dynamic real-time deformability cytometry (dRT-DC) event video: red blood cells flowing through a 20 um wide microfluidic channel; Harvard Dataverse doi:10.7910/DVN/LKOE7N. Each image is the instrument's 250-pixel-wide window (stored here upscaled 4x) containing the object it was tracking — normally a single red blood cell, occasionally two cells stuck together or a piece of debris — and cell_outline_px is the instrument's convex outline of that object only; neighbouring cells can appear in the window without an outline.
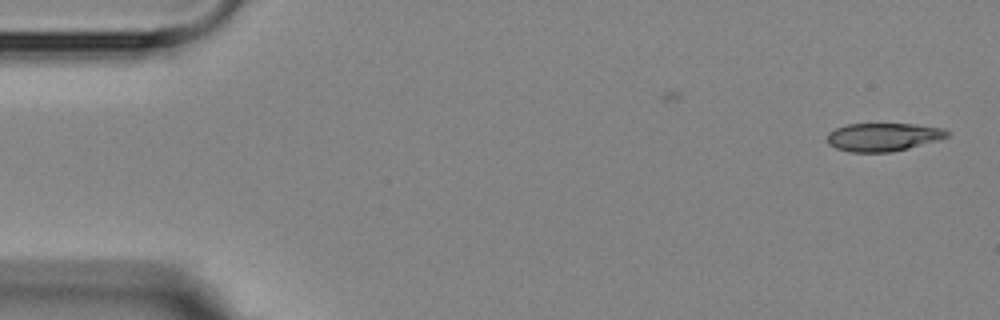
{"species": "Egyptian fruit bat (a non-hibernating species)", "species_latin": "Rousettus aegyptiacus", "temperature_condition": "room temperature", "stored_images_in_passage": 3, "camera_frame_rate_fps": 3000, "um_per_image_px": 0.085, "animal": {"sex": "female"}, "frame": {"image": 1, "passage_image": 3, "time_ms": 2.0, "image_size_px": [1000, 320], "cell_outline_px": [[948, 136], [936, 140], [908, 148], [892, 152], [848, 152], [836, 148], [828, 144], [828, 132], [836, 128], [848, 124], [916, 124], [944, 128], [948, 132]], "centroid_in_image_um": [75.04, 11.64], "position_along_channel_um": 10.0, "area_um2": 19.59}}